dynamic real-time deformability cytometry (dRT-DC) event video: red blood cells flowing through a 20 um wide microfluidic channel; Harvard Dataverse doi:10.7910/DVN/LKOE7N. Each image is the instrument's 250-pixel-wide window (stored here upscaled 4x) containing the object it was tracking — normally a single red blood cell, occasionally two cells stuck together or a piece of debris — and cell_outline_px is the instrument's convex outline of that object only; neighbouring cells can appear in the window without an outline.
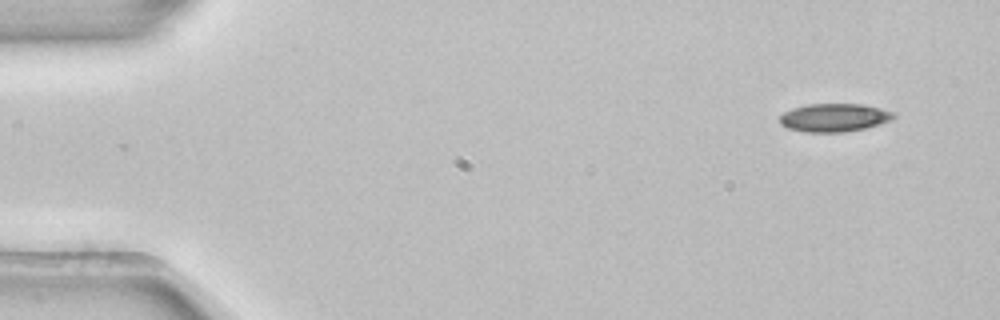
{"species": "common noctule bat (a hibernating species)", "species_latin": "Nyctalus noctula", "temperature_condition": "room temperature", "stored_images_in_passage": 4, "camera_frame_rate_fps": 3000, "um_per_image_px": 0.085, "animal": {"sex": "female", "body_mass_g": 22.7, "forearm_length_mm": 54.2}, "frame": {"image": 1, "passage_image": 1, "time_ms": 0.0, "image_size_px": [1000, 320], "cell_outline_px": [[896, 116], [892, 120], [880, 124], [864, 128], [844, 132], [804, 132], [788, 128], [780, 124], [780, 116], [784, 112], [792, 108], [808, 104], [864, 104], [896, 112]], "centroid_in_image_um": [70.93, 9.99], "position_along_channel_um": 14.1, "area_um2": 18.84}}
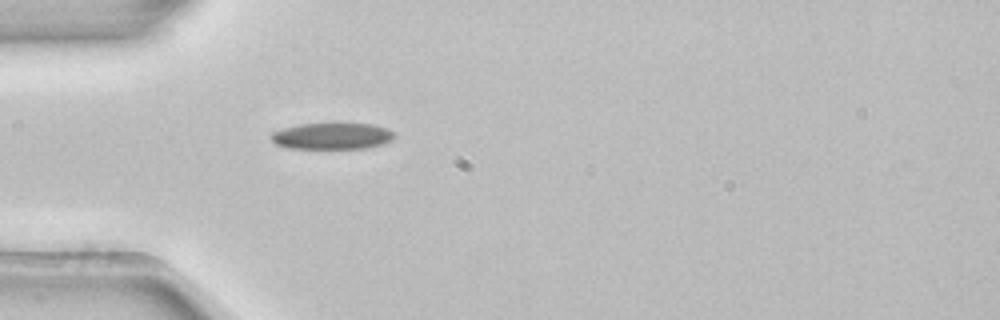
{"frame": {"image": 2, "passage_image": 4, "time_ms": 1.0, "image_size_px": [1000, 320], "cell_outline_px": [[396, 136], [392, 140], [384, 144], [368, 148], [288, 148], [276, 144], [268, 136], [272, 132], [284, 128], [300, 124], [372, 124], [396, 132]], "centroid_in_image_um": [28.25, 11.57], "position_along_channel_um": 56.8, "area_um2": 18.96}}